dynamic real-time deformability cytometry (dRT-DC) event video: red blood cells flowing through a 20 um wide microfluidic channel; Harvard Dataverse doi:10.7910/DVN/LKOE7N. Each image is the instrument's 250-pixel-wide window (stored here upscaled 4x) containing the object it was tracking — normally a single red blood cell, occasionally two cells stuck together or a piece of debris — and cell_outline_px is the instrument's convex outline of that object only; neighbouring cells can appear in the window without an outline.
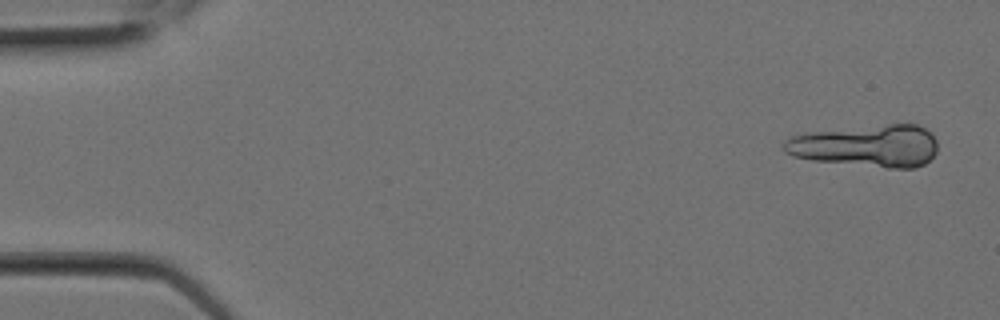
{"species": "Egyptian fruit bat (a non-hibernating species)", "species_latin": "Rousettus aegyptiacus", "temperature_condition": "room temperature", "stored_images_in_passage": 2, "camera_frame_rate_fps": 3000, "um_per_image_px": 0.085, "animal": {"sex": "female"}, "frame": {"image": 1, "passage_image": 1, "time_ms": 0.0, "image_size_px": [1000, 320], "cell_outline_px": [[936, 152], [924, 164], [916, 168], [884, 168], [812, 160], [792, 156], [784, 152], [784, 140], [792, 136], [808, 132], [888, 124], [916, 124], [932, 132], [936, 140]], "centroid_in_image_um": [73.67, 12.4], "position_along_channel_um": 11.3, "area_um2": 37.92}}